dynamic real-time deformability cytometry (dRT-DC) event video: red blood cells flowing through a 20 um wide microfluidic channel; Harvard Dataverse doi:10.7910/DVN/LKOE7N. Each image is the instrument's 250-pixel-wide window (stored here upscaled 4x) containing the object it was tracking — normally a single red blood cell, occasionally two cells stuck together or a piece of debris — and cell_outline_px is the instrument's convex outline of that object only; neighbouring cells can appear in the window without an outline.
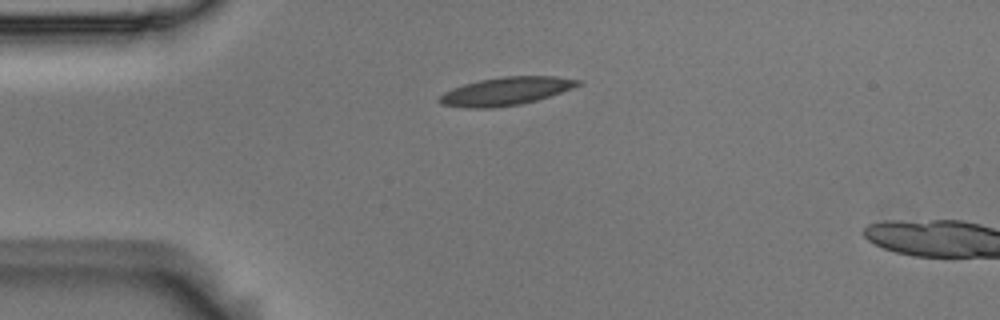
{"species": "Egyptian fruit bat (a non-hibernating species)", "species_latin": "Rousettus aegyptiacus", "temperature_condition": "room temperature", "stored_images_in_passage": 5, "camera_frame_rate_fps": 3000, "um_per_image_px": 0.085, "animal": {"sex": "male"}, "frame": {"image": 1, "passage_image": 5, "time_ms": 1.333, "image_size_px": [1000, 320], "cell_outline_px": [[580, 84], [572, 88], [536, 100], [520, 104], [492, 108], [464, 108], [440, 104], [436, 100], [444, 92], [452, 88], [464, 84], [480, 80], [504, 76], [556, 76], [580, 80]], "centroid_in_image_um": [42.94, 7.76], "position_along_channel_um": 42.1, "area_um2": 22.54}}